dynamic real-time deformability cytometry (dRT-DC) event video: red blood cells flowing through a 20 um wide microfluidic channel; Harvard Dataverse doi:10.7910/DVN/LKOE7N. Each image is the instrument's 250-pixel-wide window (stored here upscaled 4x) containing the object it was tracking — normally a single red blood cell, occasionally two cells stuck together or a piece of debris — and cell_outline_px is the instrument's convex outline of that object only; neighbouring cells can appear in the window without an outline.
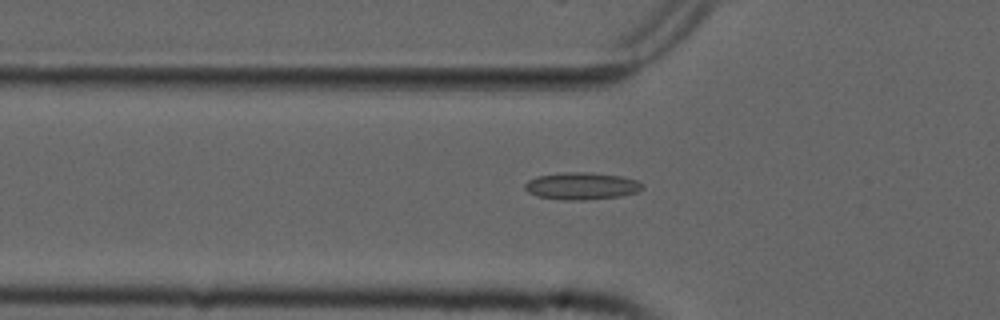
{"species": "common noctule bat (a hibernating species)", "species_latin": "Nyctalus noctula", "temperature_condition": "cold", "stored_images_in_passage": 53, "camera_frame_rate_fps": 3000, "um_per_image_px": 0.085, "animal": {"sex": "male", "forearm_length_mm": 52.5}, "frame": {"image": 1, "passage_image": 18, "time_ms": 5.667, "image_size_px": [1000, 320], "cell_outline_px": [[644, 188], [636, 192], [620, 196], [584, 200], [564, 200], [536, 196], [528, 192], [524, 188], [524, 184], [528, 180], [536, 176], [564, 172], [588, 172], [620, 176], [636, 180], [644, 184]], "centroid_in_image_um": [49.41, 15.81], "position_along_channel_um": 76.4, "area_um2": 18.67}}
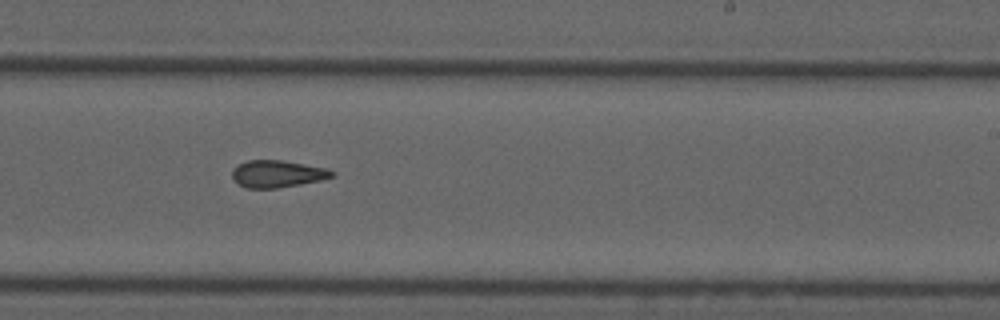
{"frame": {"image": 2, "passage_image": 33, "time_ms": 10.667, "image_size_px": [1000, 320], "cell_outline_px": [[336, 176], [320, 180], [300, 184], [276, 188], [244, 188], [232, 176], [232, 168], [236, 164], [248, 160], [280, 160], [328, 168], [336, 172]], "centroid_in_image_um": [23.59, 14.77], "position_along_channel_um": 265.4, "area_um2": 15.84}}
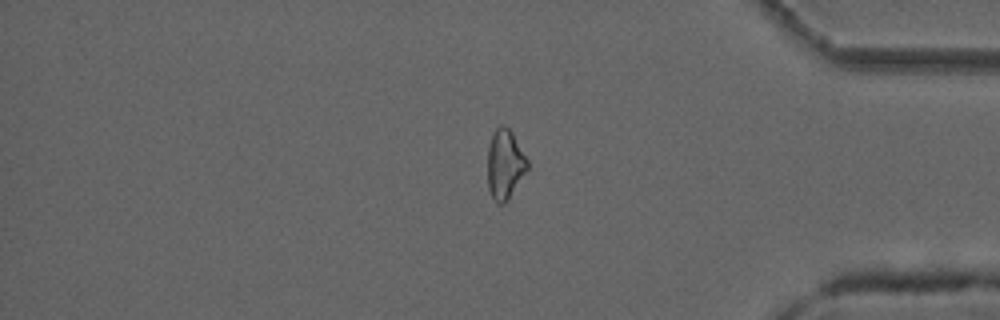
{"frame": {"image": 3, "passage_image": 45, "time_ms": 14.667, "image_size_px": [1000, 320], "cell_outline_px": [[528, 168], [504, 204], [496, 204], [488, 188], [488, 148], [492, 136], [496, 128], [500, 124], [504, 124], [512, 132], [528, 160]], "centroid_in_image_um": [42.91, 13.95], "position_along_channel_um": 392.3, "area_um2": 15.95}, "authors_computed_cell_mechanics": {"area_um2": 16.473, "velocity_mm_per_s": 3.7709, "shape_relaxation_time_tau1_ms": null, "shape_relaxation_time_tau2_ms": 4.3462, "deformation_change_tau1": null, "deformation_change_tau2": 0.1375}}